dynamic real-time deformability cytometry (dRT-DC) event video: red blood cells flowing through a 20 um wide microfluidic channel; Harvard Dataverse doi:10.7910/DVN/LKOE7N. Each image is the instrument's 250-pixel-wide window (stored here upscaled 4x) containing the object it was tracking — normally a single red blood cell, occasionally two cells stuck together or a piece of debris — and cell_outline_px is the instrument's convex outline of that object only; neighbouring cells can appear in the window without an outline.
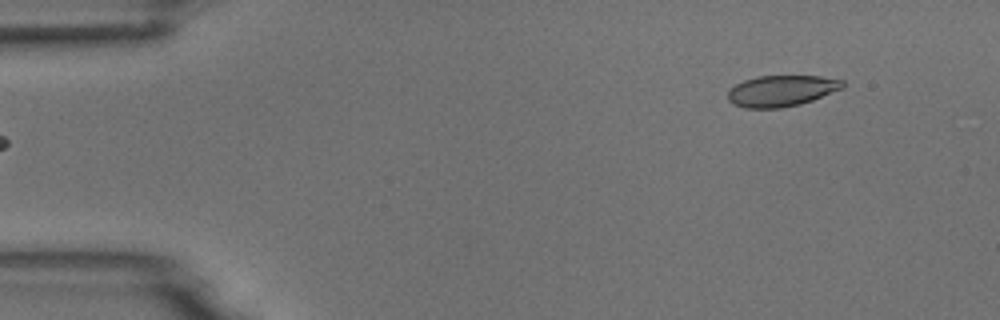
{"species": "common noctule bat (a hibernating species)", "species_latin": "Nyctalus noctula", "temperature_condition": "room temperature", "stored_images_in_passage": 49, "camera_frame_rate_fps": 3000, "um_per_image_px": 0.085, "animal": {"sex": "male", "body_mass_g": 18.8}, "frame": {"image": 1, "passage_image": 1, "time_ms": 0.0, "image_size_px": [1000, 320], "cell_outline_px": [[844, 88], [812, 100], [800, 104], [780, 108], [748, 108], [732, 104], [728, 100], [728, 92], [736, 84], [744, 80], [756, 76], [820, 76], [844, 80]], "centroid_in_image_um": [66.43, 7.72], "position_along_channel_um": 18.6, "area_um2": 20.81}}
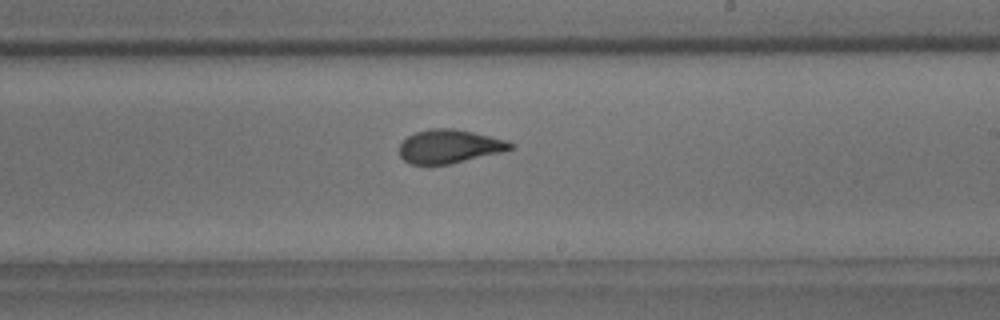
{"frame": {"image": 2, "passage_image": 27, "time_ms": 8.667, "image_size_px": [1000, 320], "cell_outline_px": [[516, 148], [500, 152], [448, 164], [428, 168], [412, 164], [404, 160], [400, 156], [400, 144], [408, 136], [416, 132], [428, 128], [452, 128], [472, 132], [508, 140], [516, 144]], "centroid_in_image_um": [38.18, 12.47], "position_along_channel_um": 250.8, "area_um2": 22.14}}
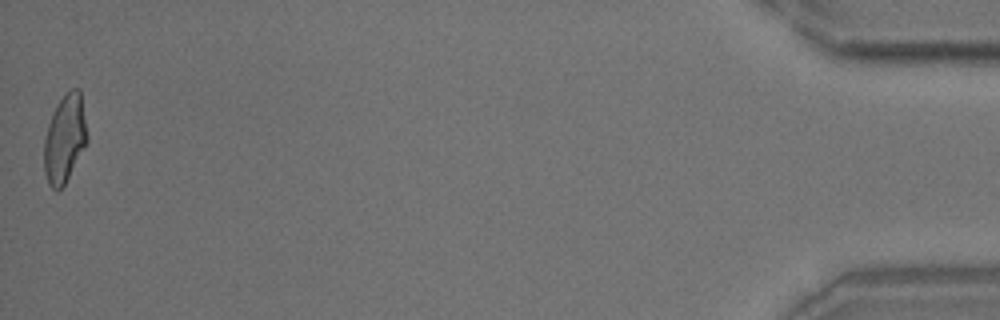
{"frame": {"image": 3, "passage_image": 49, "time_ms": 16.0, "image_size_px": [1000, 320], "cell_outline_px": [[88, 140], [64, 184], [56, 192], [48, 184], [44, 172], [44, 140], [48, 124], [56, 104], [72, 88], [80, 88], [88, 136]], "centroid_in_image_um": [5.5, 11.78], "position_along_channel_um": 429.7, "area_um2": 21.91}, "authors_computed_cell_mechanics": {"area_um2": 22.0218, "velocity_mm_per_s": 3.7349, "shape_relaxation_time_tau1_ms": 6.1718, "shape_relaxation_time_tau2_ms": 1.0825, "deformation_change_tau1": 0.1886, "deformation_change_tau2": 0.0734}}